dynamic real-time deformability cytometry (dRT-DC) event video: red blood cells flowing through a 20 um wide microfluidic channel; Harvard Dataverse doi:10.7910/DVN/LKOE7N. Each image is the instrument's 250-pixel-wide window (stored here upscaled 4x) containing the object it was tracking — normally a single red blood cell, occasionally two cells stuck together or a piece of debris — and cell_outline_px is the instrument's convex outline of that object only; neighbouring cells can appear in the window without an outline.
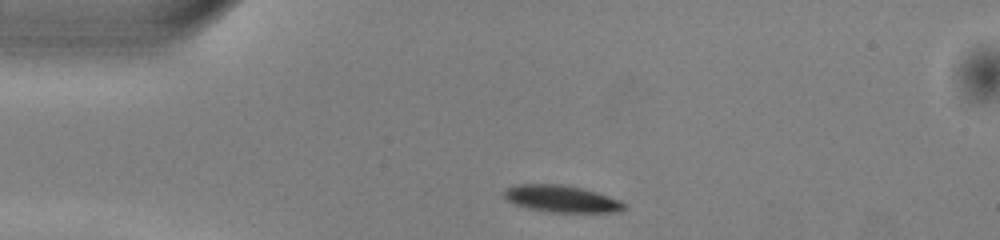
{"species": "common noctule bat (a hibernating species)", "species_latin": "Nyctalus noctula", "temperature_condition": "warm", "stored_images_in_passage": 42, "camera_frame_rate_fps": 3000, "um_per_image_px": 0.085, "animal": {"sex": "male", "body_mass_g": 13.0, "forearm_length_mm": 53.1}, "frame": {"image": 1, "passage_image": 2, "time_ms": 0.333, "image_size_px": [1000, 240], "cell_outline_px": [[628, 208], [620, 212], [552, 212], [528, 208], [512, 204], [504, 196], [504, 188], [516, 184], [564, 184], [596, 192], [620, 200]], "centroid_in_image_um": [47.71, 16.9], "position_along_channel_um": 37.3, "area_um2": 18.9}}
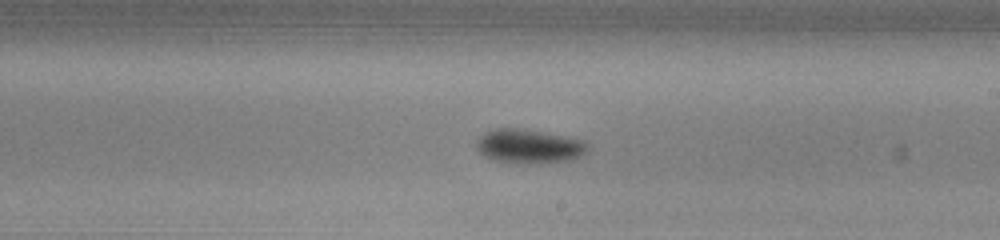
{"frame": {"image": 2, "passage_image": 20, "time_ms": 6.333, "image_size_px": [1000, 240], "cell_outline_px": [[588, 148], [580, 156], [568, 160], [540, 164], [520, 164], [492, 160], [484, 156], [476, 148], [476, 144], [480, 136], [484, 132], [496, 128], [520, 128], [568, 136], [584, 140], [588, 144]], "centroid_in_image_um": [44.95, 12.44], "position_along_channel_um": 244.0, "area_um2": 22.43}}
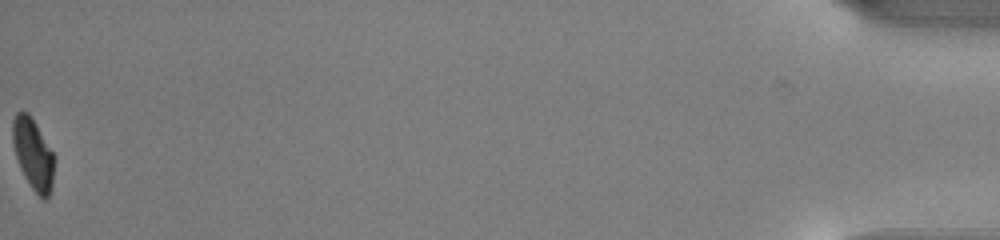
{"frame": {"image": 3, "passage_image": 42, "time_ms": 13.667, "image_size_px": [1000, 240], "cell_outline_px": [[52, 184], [48, 196], [44, 200], [28, 184], [20, 168], [16, 156], [12, 140], [12, 120], [16, 112], [28, 112], [36, 124], [52, 152]], "centroid_in_image_um": [2.76, 13.06], "position_along_channel_um": 432.4, "area_um2": 16.7}, "authors_computed_cell_mechanics": {"area_um2": 19.7676, "velocity_mm_per_s": 4.0197, "shape_relaxation_time_tau1_ms": 1.46, "shape_relaxation_time_tau2_ms": null, "deformation_change_tau1": 0.1282, "deformation_change_tau2": null}}